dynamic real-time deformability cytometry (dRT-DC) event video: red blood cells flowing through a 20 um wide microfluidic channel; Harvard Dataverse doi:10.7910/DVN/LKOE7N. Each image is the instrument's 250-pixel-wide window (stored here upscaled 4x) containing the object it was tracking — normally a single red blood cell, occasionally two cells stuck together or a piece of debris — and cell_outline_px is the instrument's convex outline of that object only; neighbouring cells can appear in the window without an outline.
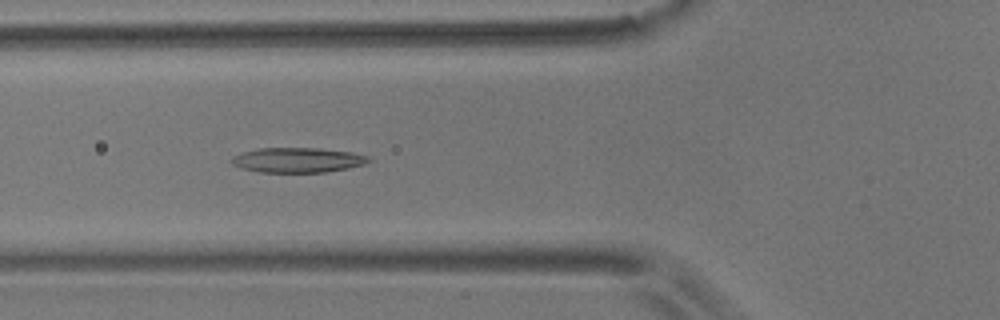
{"species": "common noctule bat (a hibernating species)", "species_latin": "Nyctalus noctula", "temperature_condition": "room temperature", "stored_images_in_passage": 10, "camera_frame_rate_fps": 3000, "um_per_image_px": 0.085, "animal": {"sex": "male", "body_mass_g": 17.9}, "frame": {"image": 1, "passage_image": 5, "time_ms": 4.667, "image_size_px": [1000, 320], "cell_outline_px": [[372, 160], [364, 164], [348, 168], [324, 172], [260, 172], [240, 168], [232, 164], [228, 160], [232, 156], [240, 152], [256, 148], [320, 148], [352, 152], [368, 156]], "centroid_in_image_um": [25.24, 13.59], "position_along_channel_um": 100.6, "area_um2": 20.11}}
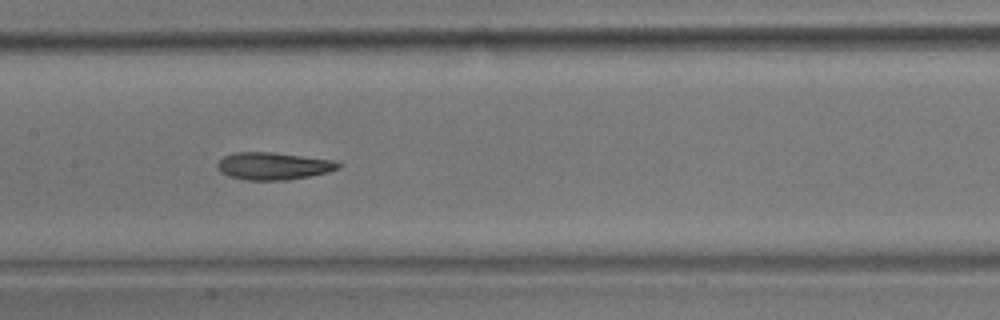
{"frame": {"image": 2, "passage_image": 7, "time_ms": 7.0, "image_size_px": [1000, 320], "cell_outline_px": [[344, 164], [340, 168], [328, 172], [288, 180], [244, 180], [228, 176], [220, 172], [216, 168], [216, 164], [224, 156], [236, 152], [272, 152], [336, 160]], "centroid_in_image_um": [23.25, 14.11], "position_along_channel_um": 184.1, "area_um2": 19.54}}
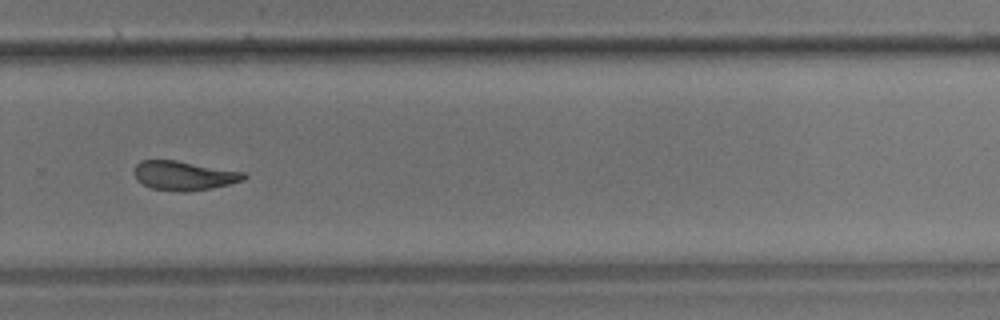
{"frame": {"image": 3, "passage_image": 10, "time_ms": 10.667, "image_size_px": [1000, 320], "cell_outline_px": [[248, 176], [244, 180], [212, 188], [184, 192], [152, 188], [136, 180], [132, 172], [136, 164], [140, 160], [176, 160], [244, 172]], "centroid_in_image_um": [15.61, 14.92], "position_along_channel_um": 314.2, "area_um2": 18.67}}